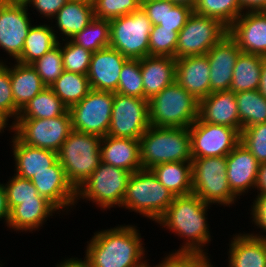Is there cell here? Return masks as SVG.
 <instances>
[{
  "mask_svg": "<svg viewBox=\"0 0 266 267\" xmlns=\"http://www.w3.org/2000/svg\"><path fill=\"white\" fill-rule=\"evenodd\" d=\"M192 194L207 204H234L237 197L227 180L226 156L192 158Z\"/></svg>",
  "mask_w": 266,
  "mask_h": 267,
  "instance_id": "cell-7",
  "label": "cell"
},
{
  "mask_svg": "<svg viewBox=\"0 0 266 267\" xmlns=\"http://www.w3.org/2000/svg\"><path fill=\"white\" fill-rule=\"evenodd\" d=\"M262 64V56L240 52L235 62L230 90L234 93L258 90Z\"/></svg>",
  "mask_w": 266,
  "mask_h": 267,
  "instance_id": "cell-32",
  "label": "cell"
},
{
  "mask_svg": "<svg viewBox=\"0 0 266 267\" xmlns=\"http://www.w3.org/2000/svg\"><path fill=\"white\" fill-rule=\"evenodd\" d=\"M49 25H33L25 39L21 56L16 60L23 64H32L54 48L59 40L56 31Z\"/></svg>",
  "mask_w": 266,
  "mask_h": 267,
  "instance_id": "cell-33",
  "label": "cell"
},
{
  "mask_svg": "<svg viewBox=\"0 0 266 267\" xmlns=\"http://www.w3.org/2000/svg\"><path fill=\"white\" fill-rule=\"evenodd\" d=\"M69 0H31L28 5L31 4L34 8L45 17L53 19L57 12L68 2Z\"/></svg>",
  "mask_w": 266,
  "mask_h": 267,
  "instance_id": "cell-49",
  "label": "cell"
},
{
  "mask_svg": "<svg viewBox=\"0 0 266 267\" xmlns=\"http://www.w3.org/2000/svg\"><path fill=\"white\" fill-rule=\"evenodd\" d=\"M242 143L261 164L266 162V123L246 127L240 132Z\"/></svg>",
  "mask_w": 266,
  "mask_h": 267,
  "instance_id": "cell-44",
  "label": "cell"
},
{
  "mask_svg": "<svg viewBox=\"0 0 266 267\" xmlns=\"http://www.w3.org/2000/svg\"><path fill=\"white\" fill-rule=\"evenodd\" d=\"M141 8L151 23L179 32L194 12L192 8L172 4L169 0H141Z\"/></svg>",
  "mask_w": 266,
  "mask_h": 267,
  "instance_id": "cell-29",
  "label": "cell"
},
{
  "mask_svg": "<svg viewBox=\"0 0 266 267\" xmlns=\"http://www.w3.org/2000/svg\"><path fill=\"white\" fill-rule=\"evenodd\" d=\"M172 4L183 5L189 8L194 9L198 0H169Z\"/></svg>",
  "mask_w": 266,
  "mask_h": 267,
  "instance_id": "cell-55",
  "label": "cell"
},
{
  "mask_svg": "<svg viewBox=\"0 0 266 267\" xmlns=\"http://www.w3.org/2000/svg\"><path fill=\"white\" fill-rule=\"evenodd\" d=\"M0 114L8 121L14 118L15 122V102L11 89L10 68L0 61Z\"/></svg>",
  "mask_w": 266,
  "mask_h": 267,
  "instance_id": "cell-46",
  "label": "cell"
},
{
  "mask_svg": "<svg viewBox=\"0 0 266 267\" xmlns=\"http://www.w3.org/2000/svg\"><path fill=\"white\" fill-rule=\"evenodd\" d=\"M159 182L170 190L174 196L192 194V166L191 162L161 163L153 168Z\"/></svg>",
  "mask_w": 266,
  "mask_h": 267,
  "instance_id": "cell-30",
  "label": "cell"
},
{
  "mask_svg": "<svg viewBox=\"0 0 266 267\" xmlns=\"http://www.w3.org/2000/svg\"><path fill=\"white\" fill-rule=\"evenodd\" d=\"M179 32L154 25L149 35V55L174 57Z\"/></svg>",
  "mask_w": 266,
  "mask_h": 267,
  "instance_id": "cell-41",
  "label": "cell"
},
{
  "mask_svg": "<svg viewBox=\"0 0 266 267\" xmlns=\"http://www.w3.org/2000/svg\"><path fill=\"white\" fill-rule=\"evenodd\" d=\"M209 205L194 194L175 196L164 214L156 221L172 233L188 239L185 245L174 253H206L204 245L211 241L205 217Z\"/></svg>",
  "mask_w": 266,
  "mask_h": 267,
  "instance_id": "cell-2",
  "label": "cell"
},
{
  "mask_svg": "<svg viewBox=\"0 0 266 267\" xmlns=\"http://www.w3.org/2000/svg\"><path fill=\"white\" fill-rule=\"evenodd\" d=\"M143 169L161 163L191 162V136L186 127L150 126L139 139Z\"/></svg>",
  "mask_w": 266,
  "mask_h": 267,
  "instance_id": "cell-3",
  "label": "cell"
},
{
  "mask_svg": "<svg viewBox=\"0 0 266 267\" xmlns=\"http://www.w3.org/2000/svg\"><path fill=\"white\" fill-rule=\"evenodd\" d=\"M174 197L151 169L142 168L131 174L121 207L156 222L173 202Z\"/></svg>",
  "mask_w": 266,
  "mask_h": 267,
  "instance_id": "cell-6",
  "label": "cell"
},
{
  "mask_svg": "<svg viewBox=\"0 0 266 267\" xmlns=\"http://www.w3.org/2000/svg\"><path fill=\"white\" fill-rule=\"evenodd\" d=\"M100 151L101 162L103 163L131 173L142 169L139 140L106 135L102 137Z\"/></svg>",
  "mask_w": 266,
  "mask_h": 267,
  "instance_id": "cell-24",
  "label": "cell"
},
{
  "mask_svg": "<svg viewBox=\"0 0 266 267\" xmlns=\"http://www.w3.org/2000/svg\"><path fill=\"white\" fill-rule=\"evenodd\" d=\"M175 81L198 101L210 94V66L207 55L176 59Z\"/></svg>",
  "mask_w": 266,
  "mask_h": 267,
  "instance_id": "cell-22",
  "label": "cell"
},
{
  "mask_svg": "<svg viewBox=\"0 0 266 267\" xmlns=\"http://www.w3.org/2000/svg\"><path fill=\"white\" fill-rule=\"evenodd\" d=\"M188 129L192 158L227 156L240 143V133L235 128L202 122L199 118Z\"/></svg>",
  "mask_w": 266,
  "mask_h": 267,
  "instance_id": "cell-14",
  "label": "cell"
},
{
  "mask_svg": "<svg viewBox=\"0 0 266 267\" xmlns=\"http://www.w3.org/2000/svg\"><path fill=\"white\" fill-rule=\"evenodd\" d=\"M235 95L240 117V132L246 127L266 123V98L259 90L237 92Z\"/></svg>",
  "mask_w": 266,
  "mask_h": 267,
  "instance_id": "cell-36",
  "label": "cell"
},
{
  "mask_svg": "<svg viewBox=\"0 0 266 267\" xmlns=\"http://www.w3.org/2000/svg\"><path fill=\"white\" fill-rule=\"evenodd\" d=\"M68 108L50 87H45L19 112L17 119H50L63 115Z\"/></svg>",
  "mask_w": 266,
  "mask_h": 267,
  "instance_id": "cell-34",
  "label": "cell"
},
{
  "mask_svg": "<svg viewBox=\"0 0 266 267\" xmlns=\"http://www.w3.org/2000/svg\"><path fill=\"white\" fill-rule=\"evenodd\" d=\"M28 6L0 1V48L17 60L32 26Z\"/></svg>",
  "mask_w": 266,
  "mask_h": 267,
  "instance_id": "cell-15",
  "label": "cell"
},
{
  "mask_svg": "<svg viewBox=\"0 0 266 267\" xmlns=\"http://www.w3.org/2000/svg\"><path fill=\"white\" fill-rule=\"evenodd\" d=\"M10 129L22 143L55 152L73 130L68 110L50 119H17Z\"/></svg>",
  "mask_w": 266,
  "mask_h": 267,
  "instance_id": "cell-10",
  "label": "cell"
},
{
  "mask_svg": "<svg viewBox=\"0 0 266 267\" xmlns=\"http://www.w3.org/2000/svg\"><path fill=\"white\" fill-rule=\"evenodd\" d=\"M262 12H264V13L266 14V6H265V8L262 10Z\"/></svg>",
  "mask_w": 266,
  "mask_h": 267,
  "instance_id": "cell-59",
  "label": "cell"
},
{
  "mask_svg": "<svg viewBox=\"0 0 266 267\" xmlns=\"http://www.w3.org/2000/svg\"><path fill=\"white\" fill-rule=\"evenodd\" d=\"M127 60L110 46L92 53L87 73L91 89L116 93L121 68Z\"/></svg>",
  "mask_w": 266,
  "mask_h": 267,
  "instance_id": "cell-17",
  "label": "cell"
},
{
  "mask_svg": "<svg viewBox=\"0 0 266 267\" xmlns=\"http://www.w3.org/2000/svg\"><path fill=\"white\" fill-rule=\"evenodd\" d=\"M258 90L266 98V56L263 57L261 79Z\"/></svg>",
  "mask_w": 266,
  "mask_h": 267,
  "instance_id": "cell-54",
  "label": "cell"
},
{
  "mask_svg": "<svg viewBox=\"0 0 266 267\" xmlns=\"http://www.w3.org/2000/svg\"><path fill=\"white\" fill-rule=\"evenodd\" d=\"M226 163L228 184L236 197L256 188L260 163L242 143L226 156Z\"/></svg>",
  "mask_w": 266,
  "mask_h": 267,
  "instance_id": "cell-20",
  "label": "cell"
},
{
  "mask_svg": "<svg viewBox=\"0 0 266 267\" xmlns=\"http://www.w3.org/2000/svg\"><path fill=\"white\" fill-rule=\"evenodd\" d=\"M193 10L220 21L227 28L242 14L239 0H198Z\"/></svg>",
  "mask_w": 266,
  "mask_h": 267,
  "instance_id": "cell-38",
  "label": "cell"
},
{
  "mask_svg": "<svg viewBox=\"0 0 266 267\" xmlns=\"http://www.w3.org/2000/svg\"><path fill=\"white\" fill-rule=\"evenodd\" d=\"M70 1H81L93 5L95 0H70Z\"/></svg>",
  "mask_w": 266,
  "mask_h": 267,
  "instance_id": "cell-58",
  "label": "cell"
},
{
  "mask_svg": "<svg viewBox=\"0 0 266 267\" xmlns=\"http://www.w3.org/2000/svg\"><path fill=\"white\" fill-rule=\"evenodd\" d=\"M113 100V92L91 90L68 109L72 129L105 137L110 127Z\"/></svg>",
  "mask_w": 266,
  "mask_h": 267,
  "instance_id": "cell-12",
  "label": "cell"
},
{
  "mask_svg": "<svg viewBox=\"0 0 266 267\" xmlns=\"http://www.w3.org/2000/svg\"><path fill=\"white\" fill-rule=\"evenodd\" d=\"M228 267H266V240L237 234L229 244Z\"/></svg>",
  "mask_w": 266,
  "mask_h": 267,
  "instance_id": "cell-28",
  "label": "cell"
},
{
  "mask_svg": "<svg viewBox=\"0 0 266 267\" xmlns=\"http://www.w3.org/2000/svg\"><path fill=\"white\" fill-rule=\"evenodd\" d=\"M4 185L10 211L19 205L21 201L36 200V197H43L38 194V190L30 180L16 174Z\"/></svg>",
  "mask_w": 266,
  "mask_h": 267,
  "instance_id": "cell-45",
  "label": "cell"
},
{
  "mask_svg": "<svg viewBox=\"0 0 266 267\" xmlns=\"http://www.w3.org/2000/svg\"><path fill=\"white\" fill-rule=\"evenodd\" d=\"M149 127L147 99L114 93L108 136L139 140Z\"/></svg>",
  "mask_w": 266,
  "mask_h": 267,
  "instance_id": "cell-13",
  "label": "cell"
},
{
  "mask_svg": "<svg viewBox=\"0 0 266 267\" xmlns=\"http://www.w3.org/2000/svg\"><path fill=\"white\" fill-rule=\"evenodd\" d=\"M13 66L10 68V80L15 102L16 121L19 112L25 105L47 86L31 64L16 61Z\"/></svg>",
  "mask_w": 266,
  "mask_h": 267,
  "instance_id": "cell-26",
  "label": "cell"
},
{
  "mask_svg": "<svg viewBox=\"0 0 266 267\" xmlns=\"http://www.w3.org/2000/svg\"><path fill=\"white\" fill-rule=\"evenodd\" d=\"M208 257L206 254L199 253L171 252L161 261L162 263L155 265V267H213Z\"/></svg>",
  "mask_w": 266,
  "mask_h": 267,
  "instance_id": "cell-47",
  "label": "cell"
},
{
  "mask_svg": "<svg viewBox=\"0 0 266 267\" xmlns=\"http://www.w3.org/2000/svg\"><path fill=\"white\" fill-rule=\"evenodd\" d=\"M227 34L220 21L193 12L179 31L175 58L206 55Z\"/></svg>",
  "mask_w": 266,
  "mask_h": 267,
  "instance_id": "cell-11",
  "label": "cell"
},
{
  "mask_svg": "<svg viewBox=\"0 0 266 267\" xmlns=\"http://www.w3.org/2000/svg\"><path fill=\"white\" fill-rule=\"evenodd\" d=\"M258 196H256V199L254 200L252 205V220L255 223L257 227L261 228L263 231L266 232V194L258 193ZM256 238L265 239L266 235H260V234H250Z\"/></svg>",
  "mask_w": 266,
  "mask_h": 267,
  "instance_id": "cell-48",
  "label": "cell"
},
{
  "mask_svg": "<svg viewBox=\"0 0 266 267\" xmlns=\"http://www.w3.org/2000/svg\"><path fill=\"white\" fill-rule=\"evenodd\" d=\"M242 14L228 28V34L241 52L266 56V14L262 11Z\"/></svg>",
  "mask_w": 266,
  "mask_h": 267,
  "instance_id": "cell-16",
  "label": "cell"
},
{
  "mask_svg": "<svg viewBox=\"0 0 266 267\" xmlns=\"http://www.w3.org/2000/svg\"><path fill=\"white\" fill-rule=\"evenodd\" d=\"M0 1L5 2V3H10V4H17V5H26V6H28V3L31 0H0Z\"/></svg>",
  "mask_w": 266,
  "mask_h": 267,
  "instance_id": "cell-56",
  "label": "cell"
},
{
  "mask_svg": "<svg viewBox=\"0 0 266 267\" xmlns=\"http://www.w3.org/2000/svg\"><path fill=\"white\" fill-rule=\"evenodd\" d=\"M4 219L5 224L9 223L10 210L7 203V193L4 184H0V220Z\"/></svg>",
  "mask_w": 266,
  "mask_h": 267,
  "instance_id": "cell-50",
  "label": "cell"
},
{
  "mask_svg": "<svg viewBox=\"0 0 266 267\" xmlns=\"http://www.w3.org/2000/svg\"><path fill=\"white\" fill-rule=\"evenodd\" d=\"M93 5L81 1H68L54 16L56 26L65 40L84 29L93 19Z\"/></svg>",
  "mask_w": 266,
  "mask_h": 267,
  "instance_id": "cell-31",
  "label": "cell"
},
{
  "mask_svg": "<svg viewBox=\"0 0 266 267\" xmlns=\"http://www.w3.org/2000/svg\"><path fill=\"white\" fill-rule=\"evenodd\" d=\"M70 40L92 53L109 47L110 21L94 18L84 29L72 36Z\"/></svg>",
  "mask_w": 266,
  "mask_h": 267,
  "instance_id": "cell-37",
  "label": "cell"
},
{
  "mask_svg": "<svg viewBox=\"0 0 266 267\" xmlns=\"http://www.w3.org/2000/svg\"><path fill=\"white\" fill-rule=\"evenodd\" d=\"M148 103L150 126L189 128L198 119L199 101L176 81Z\"/></svg>",
  "mask_w": 266,
  "mask_h": 267,
  "instance_id": "cell-5",
  "label": "cell"
},
{
  "mask_svg": "<svg viewBox=\"0 0 266 267\" xmlns=\"http://www.w3.org/2000/svg\"><path fill=\"white\" fill-rule=\"evenodd\" d=\"M102 137L72 130L57 151L68 181L77 190L101 162Z\"/></svg>",
  "mask_w": 266,
  "mask_h": 267,
  "instance_id": "cell-4",
  "label": "cell"
},
{
  "mask_svg": "<svg viewBox=\"0 0 266 267\" xmlns=\"http://www.w3.org/2000/svg\"><path fill=\"white\" fill-rule=\"evenodd\" d=\"M131 172L100 162L76 190V198L95 202L101 209L121 207Z\"/></svg>",
  "mask_w": 266,
  "mask_h": 267,
  "instance_id": "cell-8",
  "label": "cell"
},
{
  "mask_svg": "<svg viewBox=\"0 0 266 267\" xmlns=\"http://www.w3.org/2000/svg\"><path fill=\"white\" fill-rule=\"evenodd\" d=\"M198 118L202 122L235 128L240 133L236 95L231 90L209 94L199 101Z\"/></svg>",
  "mask_w": 266,
  "mask_h": 267,
  "instance_id": "cell-21",
  "label": "cell"
},
{
  "mask_svg": "<svg viewBox=\"0 0 266 267\" xmlns=\"http://www.w3.org/2000/svg\"><path fill=\"white\" fill-rule=\"evenodd\" d=\"M144 99L149 100L165 87L173 84L176 78V58L150 56L140 59Z\"/></svg>",
  "mask_w": 266,
  "mask_h": 267,
  "instance_id": "cell-23",
  "label": "cell"
},
{
  "mask_svg": "<svg viewBox=\"0 0 266 267\" xmlns=\"http://www.w3.org/2000/svg\"><path fill=\"white\" fill-rule=\"evenodd\" d=\"M132 225L95 232L86 249L89 267H148L139 231Z\"/></svg>",
  "mask_w": 266,
  "mask_h": 267,
  "instance_id": "cell-1",
  "label": "cell"
},
{
  "mask_svg": "<svg viewBox=\"0 0 266 267\" xmlns=\"http://www.w3.org/2000/svg\"><path fill=\"white\" fill-rule=\"evenodd\" d=\"M118 94L144 99L140 59H128L121 68Z\"/></svg>",
  "mask_w": 266,
  "mask_h": 267,
  "instance_id": "cell-39",
  "label": "cell"
},
{
  "mask_svg": "<svg viewBox=\"0 0 266 267\" xmlns=\"http://www.w3.org/2000/svg\"><path fill=\"white\" fill-rule=\"evenodd\" d=\"M242 12L262 11L266 6V0H239Z\"/></svg>",
  "mask_w": 266,
  "mask_h": 267,
  "instance_id": "cell-51",
  "label": "cell"
},
{
  "mask_svg": "<svg viewBox=\"0 0 266 267\" xmlns=\"http://www.w3.org/2000/svg\"><path fill=\"white\" fill-rule=\"evenodd\" d=\"M256 189L259 193L266 194V162L261 163L259 166Z\"/></svg>",
  "mask_w": 266,
  "mask_h": 267,
  "instance_id": "cell-52",
  "label": "cell"
},
{
  "mask_svg": "<svg viewBox=\"0 0 266 267\" xmlns=\"http://www.w3.org/2000/svg\"><path fill=\"white\" fill-rule=\"evenodd\" d=\"M43 83L50 87L64 71L61 43L45 53L41 58L31 64Z\"/></svg>",
  "mask_w": 266,
  "mask_h": 267,
  "instance_id": "cell-40",
  "label": "cell"
},
{
  "mask_svg": "<svg viewBox=\"0 0 266 267\" xmlns=\"http://www.w3.org/2000/svg\"><path fill=\"white\" fill-rule=\"evenodd\" d=\"M240 52L236 41L229 34L207 52L210 66V94L230 90L235 62Z\"/></svg>",
  "mask_w": 266,
  "mask_h": 267,
  "instance_id": "cell-18",
  "label": "cell"
},
{
  "mask_svg": "<svg viewBox=\"0 0 266 267\" xmlns=\"http://www.w3.org/2000/svg\"><path fill=\"white\" fill-rule=\"evenodd\" d=\"M64 46L61 45L64 71H70L87 75L91 61L92 52L66 40Z\"/></svg>",
  "mask_w": 266,
  "mask_h": 267,
  "instance_id": "cell-43",
  "label": "cell"
},
{
  "mask_svg": "<svg viewBox=\"0 0 266 267\" xmlns=\"http://www.w3.org/2000/svg\"><path fill=\"white\" fill-rule=\"evenodd\" d=\"M141 0H95L93 11L95 18L112 20L137 11Z\"/></svg>",
  "mask_w": 266,
  "mask_h": 267,
  "instance_id": "cell-42",
  "label": "cell"
},
{
  "mask_svg": "<svg viewBox=\"0 0 266 267\" xmlns=\"http://www.w3.org/2000/svg\"><path fill=\"white\" fill-rule=\"evenodd\" d=\"M7 121L8 120L2 114H0V132H2V131L4 132V129L6 127H9V126H6V125H8Z\"/></svg>",
  "mask_w": 266,
  "mask_h": 267,
  "instance_id": "cell-57",
  "label": "cell"
},
{
  "mask_svg": "<svg viewBox=\"0 0 266 267\" xmlns=\"http://www.w3.org/2000/svg\"><path fill=\"white\" fill-rule=\"evenodd\" d=\"M38 194L50 201L59 211L61 208L75 206L76 189L68 181L65 171L57 161L49 170L36 173L30 180Z\"/></svg>",
  "mask_w": 266,
  "mask_h": 267,
  "instance_id": "cell-19",
  "label": "cell"
},
{
  "mask_svg": "<svg viewBox=\"0 0 266 267\" xmlns=\"http://www.w3.org/2000/svg\"><path fill=\"white\" fill-rule=\"evenodd\" d=\"M50 88L68 109L92 90L87 75L70 71H63Z\"/></svg>",
  "mask_w": 266,
  "mask_h": 267,
  "instance_id": "cell-35",
  "label": "cell"
},
{
  "mask_svg": "<svg viewBox=\"0 0 266 267\" xmlns=\"http://www.w3.org/2000/svg\"><path fill=\"white\" fill-rule=\"evenodd\" d=\"M57 267H89V263L86 259L82 261L81 258H70V259H65V261L61 262L60 264L56 265Z\"/></svg>",
  "mask_w": 266,
  "mask_h": 267,
  "instance_id": "cell-53",
  "label": "cell"
},
{
  "mask_svg": "<svg viewBox=\"0 0 266 267\" xmlns=\"http://www.w3.org/2000/svg\"><path fill=\"white\" fill-rule=\"evenodd\" d=\"M12 142L16 175L22 178L31 180L36 173L49 170L58 161L55 151L26 145L16 136Z\"/></svg>",
  "mask_w": 266,
  "mask_h": 267,
  "instance_id": "cell-25",
  "label": "cell"
},
{
  "mask_svg": "<svg viewBox=\"0 0 266 267\" xmlns=\"http://www.w3.org/2000/svg\"><path fill=\"white\" fill-rule=\"evenodd\" d=\"M153 24L140 7L128 15L110 20L109 46L128 59L149 55V35Z\"/></svg>",
  "mask_w": 266,
  "mask_h": 267,
  "instance_id": "cell-9",
  "label": "cell"
},
{
  "mask_svg": "<svg viewBox=\"0 0 266 267\" xmlns=\"http://www.w3.org/2000/svg\"><path fill=\"white\" fill-rule=\"evenodd\" d=\"M58 209L45 197L21 201L10 211L8 227L17 231L37 230Z\"/></svg>",
  "mask_w": 266,
  "mask_h": 267,
  "instance_id": "cell-27",
  "label": "cell"
}]
</instances>
